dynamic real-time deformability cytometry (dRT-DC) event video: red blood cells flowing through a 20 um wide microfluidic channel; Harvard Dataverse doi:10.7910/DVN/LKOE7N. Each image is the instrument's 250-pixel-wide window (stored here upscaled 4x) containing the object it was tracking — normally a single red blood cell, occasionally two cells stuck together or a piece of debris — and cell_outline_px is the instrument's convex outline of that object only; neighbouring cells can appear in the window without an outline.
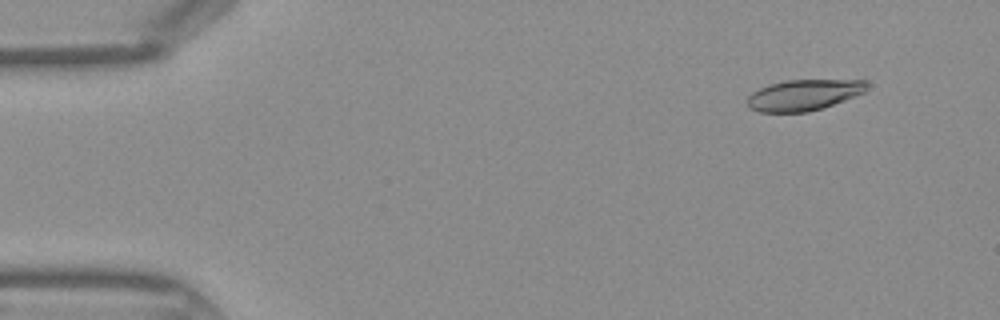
{"species": "Egyptian fruit bat (a non-hibernating species)", "species_latin": "Rousettus aegyptiacus", "temperature_condition": "warm", "stored_images_in_passage": 44, "camera_frame_rate_fps": 3000, "um_per_image_px": 0.085, "frame": {"image": 1, "passage_image": 4, "time_ms": 1.0, "image_size_px": [1000, 320], "cell_outline_px": [[868, 84], [864, 92], [856, 96], [808, 112], [760, 112], [748, 108], [748, 96], [752, 92], [768, 84], [784, 80], [868, 80]], "centroid_in_image_um": [68.3, 8.06], "position_along_channel_um": 16.7, "area_um2": 21.5}}
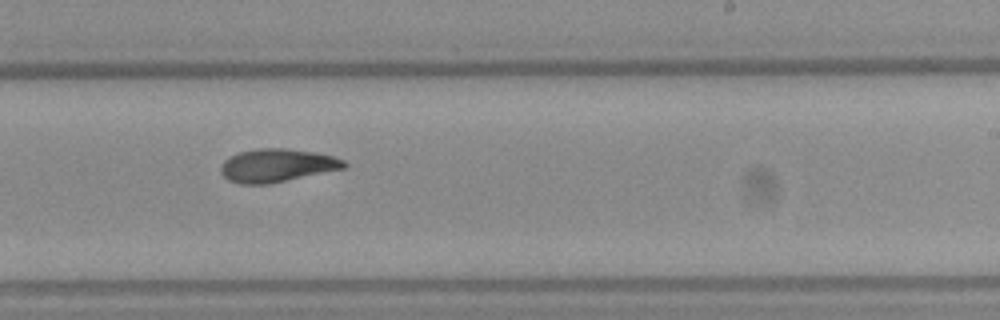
{"frame": {"image": 2, "passage_image": 27, "time_ms": 8.667, "image_size_px": [1000, 320], "cell_outline_px": [[348, 164], [344, 168], [268, 184], [240, 184], [228, 180], [220, 172], [220, 168], [224, 160], [228, 156], [240, 152], [256, 148], [284, 148], [312, 152], [332, 156], [344, 160]], "centroid_in_image_um": [23.49, 14.06], "position_along_channel_um": 265.5, "area_um2": 23.7}}
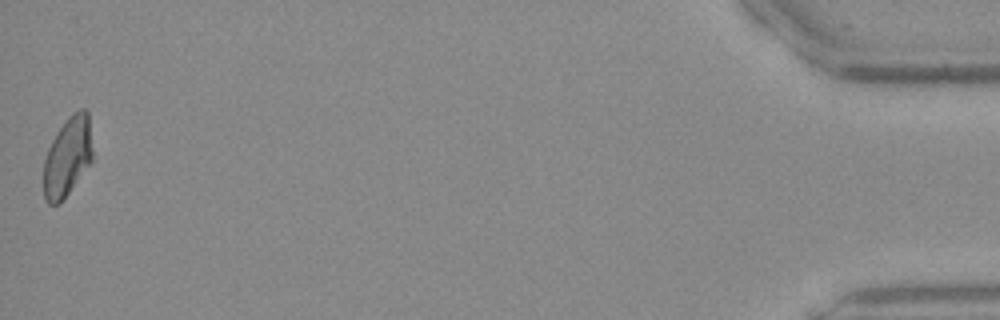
{"frame": {"image": 3, "passage_image": 44, "time_ms": 14.333, "image_size_px": [1000, 320], "cell_outline_px": [[92, 164], [68, 192], [56, 204], [48, 204], [44, 200], [44, 160], [48, 148], [56, 132], [68, 116], [72, 112], [80, 108], [84, 108], [88, 112], [92, 148]], "centroid_in_image_um": [5.75, 13.28], "position_along_channel_um": 429.4, "area_um2": 22.66}}